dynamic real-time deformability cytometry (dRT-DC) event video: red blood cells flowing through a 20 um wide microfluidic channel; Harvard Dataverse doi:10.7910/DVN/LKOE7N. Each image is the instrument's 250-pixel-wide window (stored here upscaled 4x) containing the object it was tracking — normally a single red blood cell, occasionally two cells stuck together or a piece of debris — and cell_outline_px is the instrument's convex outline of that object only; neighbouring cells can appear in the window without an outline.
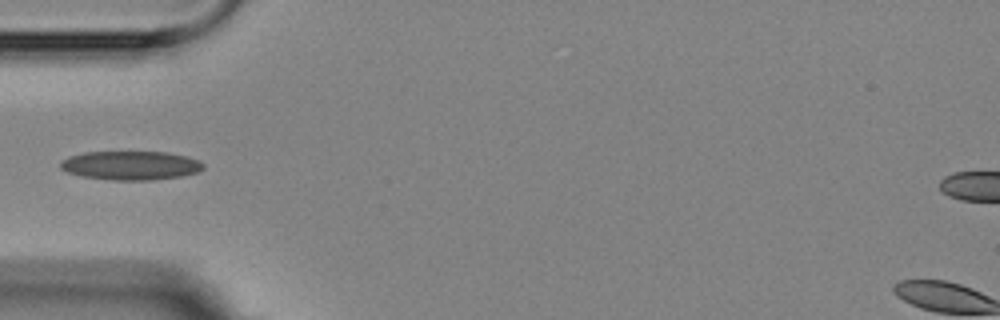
{"species": "Egyptian fruit bat (a non-hibernating species)", "species_latin": "Rousettus aegyptiacus", "temperature_condition": "room temperature", "stored_images_in_passage": 1, "camera_frame_rate_fps": 3000, "um_per_image_px": 0.085, "animal": {"sex": "female"}, "frame": {"image": 1, "passage_image": 1, "time_ms": 0.0, "image_size_px": [1000, 320], "cell_outline_px": [[204, 168], [196, 172], [180, 176], [152, 180], [112, 180], [84, 176], [68, 172], [60, 168], [60, 160], [68, 156], [84, 152], [168, 152], [188, 156], [200, 160], [204, 164]], "centroid_in_image_um": [11.11, 14.05], "position_along_channel_um": 73.9, "area_um2": 24.1}}